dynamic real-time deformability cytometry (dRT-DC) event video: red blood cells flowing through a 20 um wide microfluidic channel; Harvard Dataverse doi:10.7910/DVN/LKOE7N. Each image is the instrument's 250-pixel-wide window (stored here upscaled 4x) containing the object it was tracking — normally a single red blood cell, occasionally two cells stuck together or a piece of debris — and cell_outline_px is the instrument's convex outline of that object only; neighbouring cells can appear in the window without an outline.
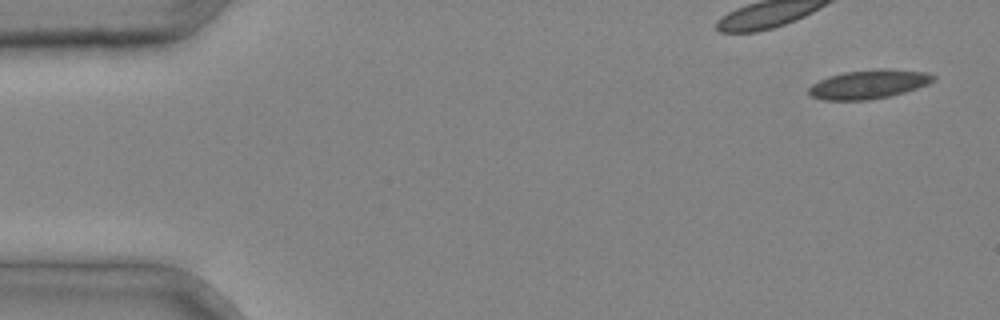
{"species": "common noctule bat (a hibernating species)", "species_latin": "Nyctalus noctula", "temperature_condition": "cold", "stored_images_in_passage": 3, "camera_frame_rate_fps": 3000, "um_per_image_px": 0.085, "animal": {"sex": "male", "body_mass_g": 20.4}, "frame": {"image": 1, "passage_image": 1, "time_ms": 0.0, "image_size_px": [1000, 320], "cell_outline_px": [[936, 80], [928, 84], [904, 92], [888, 96], [868, 100], [824, 100], [812, 96], [808, 92], [808, 88], [812, 84], [828, 76], [844, 72], [880, 68], [888, 68], [928, 72], [936, 76]], "centroid_in_image_um": [73.87, 7.14], "position_along_channel_um": 11.1, "area_um2": 21.1}}